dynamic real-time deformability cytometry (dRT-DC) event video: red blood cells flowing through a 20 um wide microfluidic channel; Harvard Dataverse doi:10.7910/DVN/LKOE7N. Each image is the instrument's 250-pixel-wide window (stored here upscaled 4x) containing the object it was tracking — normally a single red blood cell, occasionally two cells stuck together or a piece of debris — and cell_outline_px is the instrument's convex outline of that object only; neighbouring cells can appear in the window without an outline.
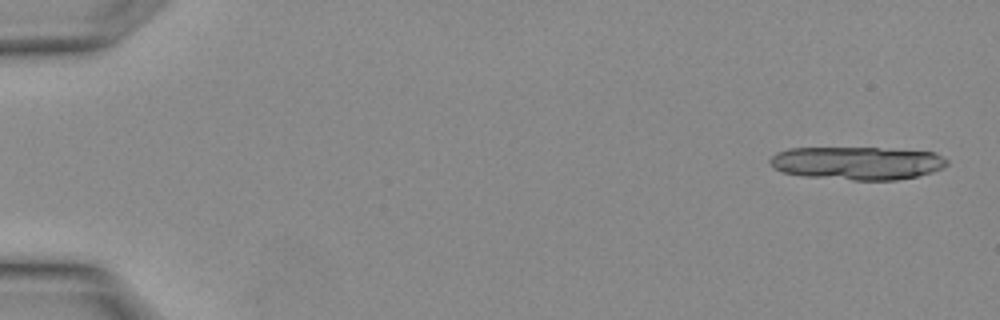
{"species": "Egyptian fruit bat (a non-hibernating species)", "species_latin": "Rousettus aegyptiacus", "temperature_condition": "warm", "stored_images_in_passage": 11, "camera_frame_rate_fps": 3000, "um_per_image_px": 0.085, "animal": {"sex": "female"}, "frame": {"image": 1, "passage_image": 1, "time_ms": 0.0, "image_size_px": [1000, 320], "cell_outline_px": [[948, 164], [944, 168], [932, 172], [916, 176], [896, 180], [852, 180], [804, 176], [784, 172], [772, 168], [768, 164], [768, 160], [776, 152], [788, 148], [880, 148], [936, 152], [948, 160]], "centroid_in_image_um": [72.85, 13.86], "position_along_channel_um": 12.1, "area_um2": 34.39}}
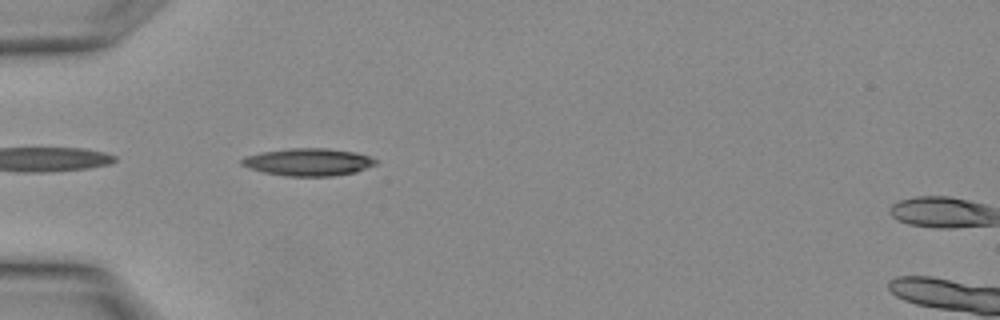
{"frame": {"image": 2, "passage_image": 10, "time_ms": 3.0, "image_size_px": [1000, 320], "cell_outline_px": [[376, 164], [356, 172], [332, 176], [284, 176], [264, 172], [248, 168], [240, 164], [240, 160], [248, 156], [264, 152], [292, 148], [324, 148], [356, 152], [368, 156], [376, 160]], "centroid_in_image_um": [26.21, 13.78], "position_along_channel_um": 58.8, "area_um2": 21.21}}